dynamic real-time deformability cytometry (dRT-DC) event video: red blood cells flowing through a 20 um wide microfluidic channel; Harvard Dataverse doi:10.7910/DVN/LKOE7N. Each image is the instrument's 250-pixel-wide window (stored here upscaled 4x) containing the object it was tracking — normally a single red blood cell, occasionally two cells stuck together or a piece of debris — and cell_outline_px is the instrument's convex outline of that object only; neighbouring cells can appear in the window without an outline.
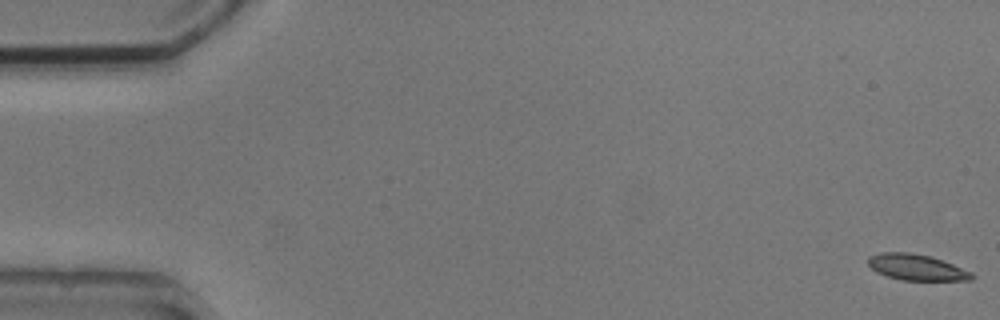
{"species": "common noctule bat (a hibernating species)", "species_latin": "Nyctalus noctula", "temperature_condition": "cold", "stored_images_in_passage": 6, "camera_frame_rate_fps": 3000, "um_per_image_px": 0.085, "animal": {"sex": "male", "body_mass_g": 20.5, "forearm_length_mm": 52.5}, "frame": {"image": 1, "passage_image": 1, "time_ms": 0.0, "image_size_px": [1000, 320], "cell_outline_px": [[976, 276], [972, 280], [900, 280], [876, 272], [868, 264], [868, 256], [880, 252], [908, 252], [932, 256], [972, 272]], "centroid_in_image_um": [77.91, 22.71], "position_along_channel_um": 7.1, "area_um2": 15.78}}